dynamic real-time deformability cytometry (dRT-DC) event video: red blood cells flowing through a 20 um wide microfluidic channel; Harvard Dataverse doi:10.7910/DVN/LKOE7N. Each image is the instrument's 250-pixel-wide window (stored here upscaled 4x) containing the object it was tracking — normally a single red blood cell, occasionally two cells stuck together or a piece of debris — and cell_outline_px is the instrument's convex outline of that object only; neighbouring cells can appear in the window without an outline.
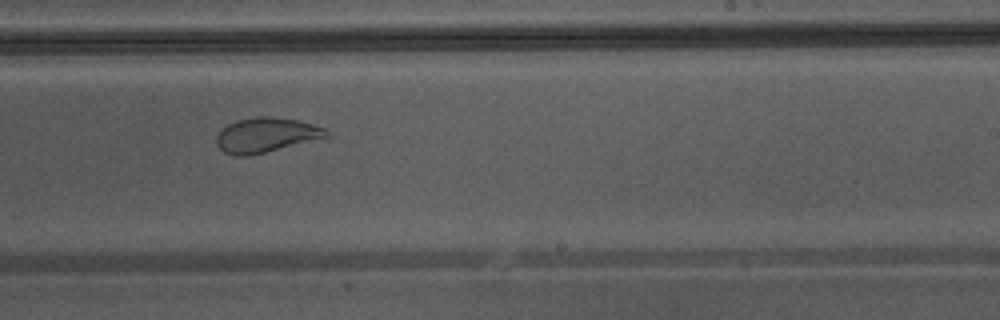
{"species": "Egyptian fruit bat (a non-hibernating species)", "species_latin": "Rousettus aegyptiacus", "temperature_condition": "warm", "stored_images_in_passage": 7, "camera_frame_rate_fps": 3000, "um_per_image_px": 0.085, "animal": {"sex": "male"}, "frame": {"image": 1, "passage_image": 6, "time_ms": 1.667, "image_size_px": [1000, 320], "cell_outline_px": [[332, 136], [248, 156], [232, 156], [224, 152], [216, 144], [216, 136], [228, 124], [236, 120], [256, 116], [268, 116], [296, 120], [312, 124], [324, 128], [332, 132]], "centroid_in_image_um": [22.63, 11.48], "position_along_channel_um": 266.4, "area_um2": 22.25}}